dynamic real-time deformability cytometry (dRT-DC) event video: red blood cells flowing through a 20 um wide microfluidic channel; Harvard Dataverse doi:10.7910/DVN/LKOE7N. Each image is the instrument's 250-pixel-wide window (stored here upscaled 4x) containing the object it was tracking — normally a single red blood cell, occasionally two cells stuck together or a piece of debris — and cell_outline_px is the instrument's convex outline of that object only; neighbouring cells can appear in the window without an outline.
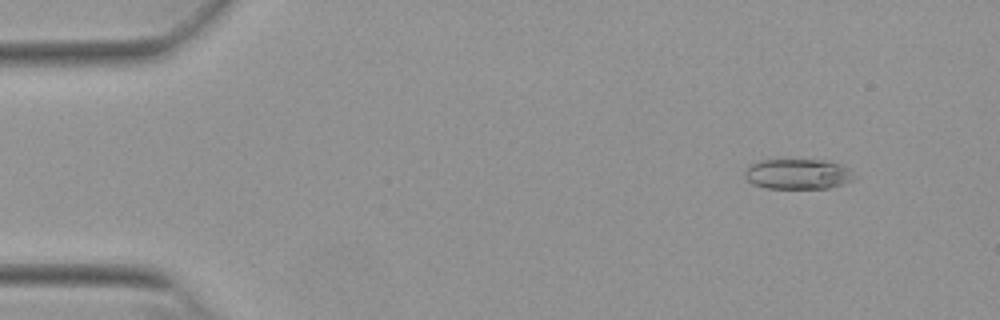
{"species": "Egyptian fruit bat (a non-hibernating species)", "species_latin": "Rousettus aegyptiacus", "temperature_condition": "warm", "stored_images_in_passage": 54, "camera_frame_rate_fps": 3000, "um_per_image_px": 0.085, "animal": {"sex": "female"}, "frame": {"image": 1, "passage_image": 6, "time_ms": 1.667, "image_size_px": [1000, 320], "cell_outline_px": [[860, 176], [852, 180], [828, 188], [768, 188], [752, 184], [744, 176], [744, 172], [748, 164], [760, 160], [832, 160], [848, 168]], "centroid_in_image_um": [67.84, 14.78], "position_along_channel_um": 17.2, "area_um2": 19.59}}
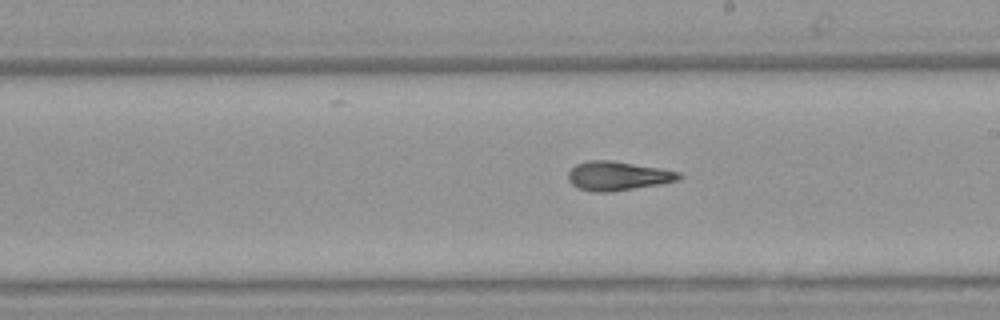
{"frame": {"image": 2, "passage_image": 31, "time_ms": 10.0, "image_size_px": [1000, 320], "cell_outline_px": [[684, 176], [680, 180], [664, 184], [612, 192], [596, 192], [580, 188], [572, 184], [568, 180], [568, 172], [576, 164], [588, 160], [612, 160], [680, 172]], "centroid_in_image_um": [52.55, 14.96], "position_along_channel_um": 236.4, "area_um2": 18.9}}
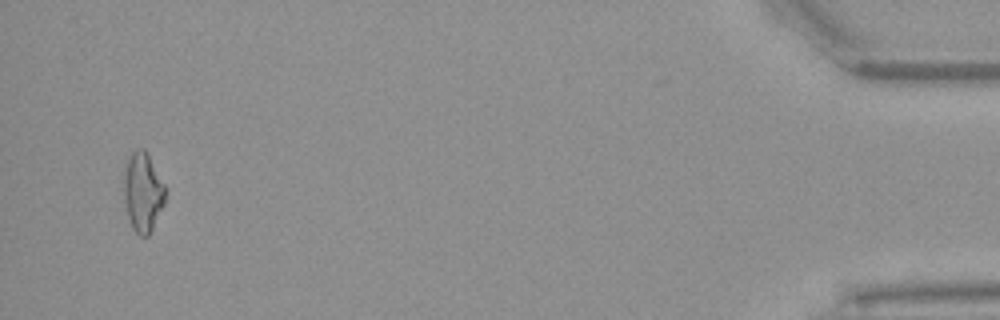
{"frame": {"image": 3, "passage_image": 52, "time_ms": 17.0, "image_size_px": [1000, 320], "cell_outline_px": [[168, 192], [164, 204], [148, 236], [140, 236], [132, 228], [128, 216], [124, 200], [120, 180], [124, 160], [136, 148], [144, 148], [164, 184]], "centroid_in_image_um": [12.08, 16.27], "position_along_channel_um": 423.1, "area_um2": 19.88}, "authors_computed_cell_mechanics": {"area_um2": 18.785, "velocity_mm_per_s": 3.8574, "shape_relaxation_time_tau1_ms": null, "shape_relaxation_time_tau2_ms": 2.5789, "deformation_change_tau1": null, "deformation_change_tau2": 0.1154}}